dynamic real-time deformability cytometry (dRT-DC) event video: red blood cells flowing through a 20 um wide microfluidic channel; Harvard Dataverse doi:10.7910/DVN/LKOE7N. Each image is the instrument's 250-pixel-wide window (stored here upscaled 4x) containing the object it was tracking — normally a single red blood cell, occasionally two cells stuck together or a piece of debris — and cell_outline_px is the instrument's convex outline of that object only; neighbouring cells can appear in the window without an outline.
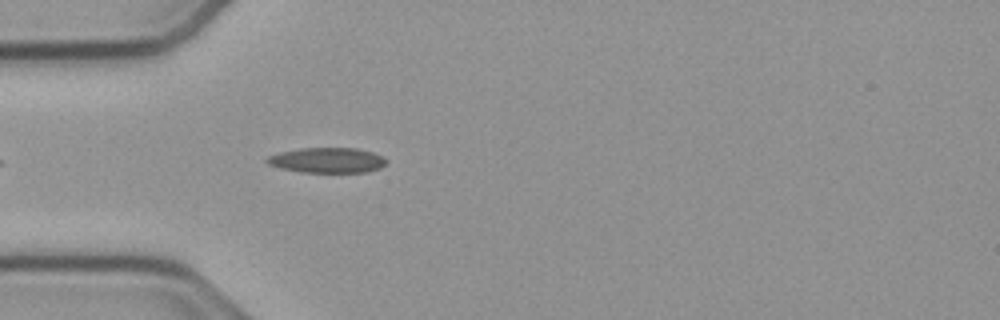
{"species": "common noctule bat (a hibernating species)", "species_latin": "Nyctalus noctula", "temperature_condition": "cold", "stored_images_in_passage": 31, "camera_frame_rate_fps": 3000, "um_per_image_px": 0.085, "animal": {"sex": "male", "body_mass_g": 23.1, "forearm_length_mm": 52.7}, "frame": {"image": 1, "passage_image": 1, "time_ms": 0.0, "image_size_px": [1000, 320], "cell_outline_px": [[388, 160], [380, 168], [368, 172], [300, 172], [268, 164], [264, 160], [268, 156], [280, 152], [300, 148], [356, 148], [372, 152]], "centroid_in_image_um": [27.81, 13.62], "position_along_channel_um": 57.2, "area_um2": 17.4}}
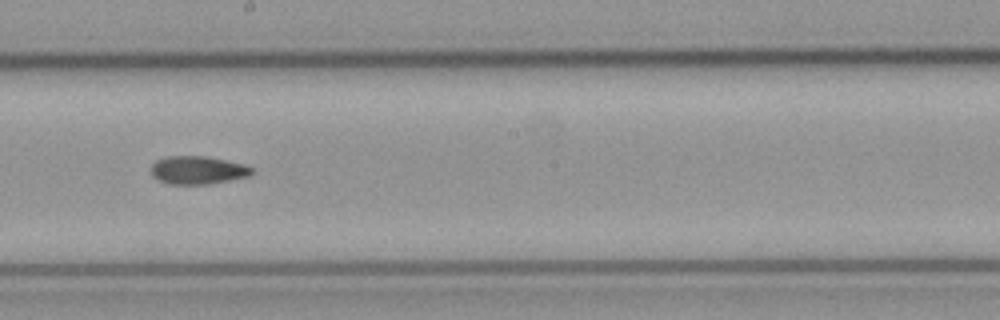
{"frame": {"image": 2, "passage_image": 15, "time_ms": 4.667, "image_size_px": [1000, 320], "cell_outline_px": [[252, 172], [248, 176], [208, 184], [168, 184], [152, 176], [152, 164], [156, 160], [168, 156], [204, 156], [244, 164], [252, 168]], "centroid_in_image_um": [16.78, 14.46], "position_along_channel_um": 231.4, "area_um2": 16.24}}
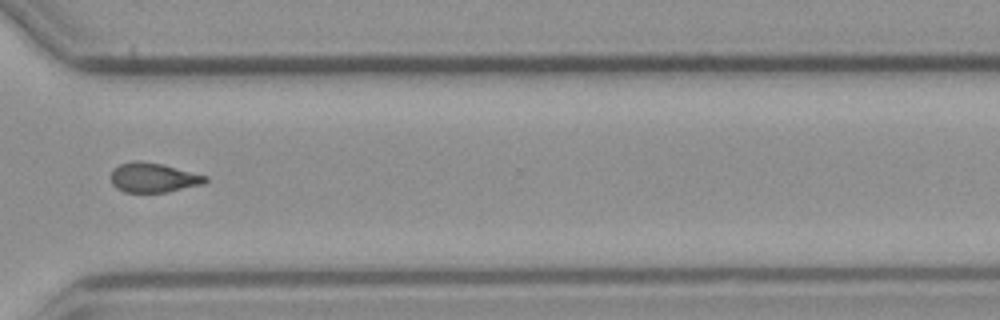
{"frame": {"image": 3, "passage_image": 25, "time_ms": 8.0, "image_size_px": [1000, 320], "cell_outline_px": [[208, 180], [204, 184], [168, 192], [124, 192], [116, 188], [112, 184], [112, 168], [120, 164], [132, 160], [140, 160], [160, 164], [208, 176]], "centroid_in_image_um": [13.03, 15.1], "position_along_channel_um": 357.6, "area_um2": 16.3}, "authors_computed_cell_mechanics": {"area_um2": 16.3574, "velocity_mm_per_s": 3.7924, "shape_relaxation_time_tau1_ms": null, "shape_relaxation_time_tau2_ms": 6.9287, "deformation_change_tau1": null, "deformation_change_tau2": 0.1549}}